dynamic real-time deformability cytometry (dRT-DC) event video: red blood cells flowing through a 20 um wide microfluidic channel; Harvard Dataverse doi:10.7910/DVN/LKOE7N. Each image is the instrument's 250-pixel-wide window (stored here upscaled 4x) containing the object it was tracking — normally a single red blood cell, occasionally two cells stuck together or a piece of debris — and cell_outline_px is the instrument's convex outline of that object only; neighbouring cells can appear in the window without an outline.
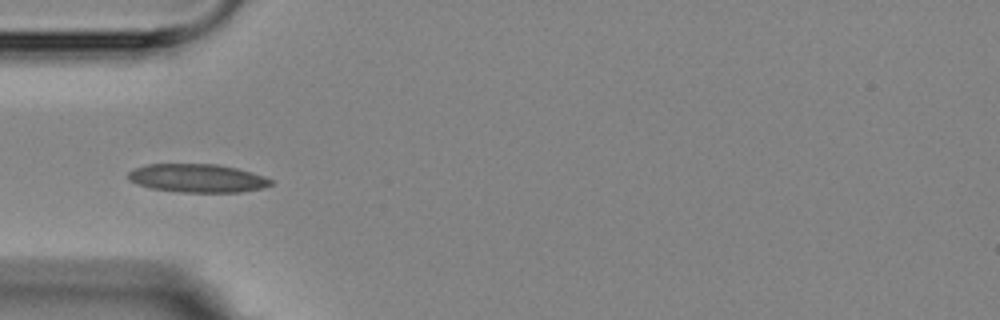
{"species": "Egyptian fruit bat (a non-hibernating species)", "species_latin": "Rousettus aegyptiacus", "temperature_condition": "room temperature", "stored_images_in_passage": 6, "camera_frame_rate_fps": 3000, "um_per_image_px": 0.085, "animal": {"sex": "female"}, "frame": {"image": 1, "passage_image": 5, "time_ms": 4.667, "image_size_px": [1000, 320], "cell_outline_px": [[272, 184], [260, 188], [240, 192], [180, 192], [152, 188], [136, 184], [128, 180], [128, 172], [136, 168], [148, 164], [216, 164], [236, 168], [252, 172], [264, 176], [272, 180]], "centroid_in_image_um": [16.76, 15.14], "position_along_channel_um": 68.2, "area_um2": 23.47}}
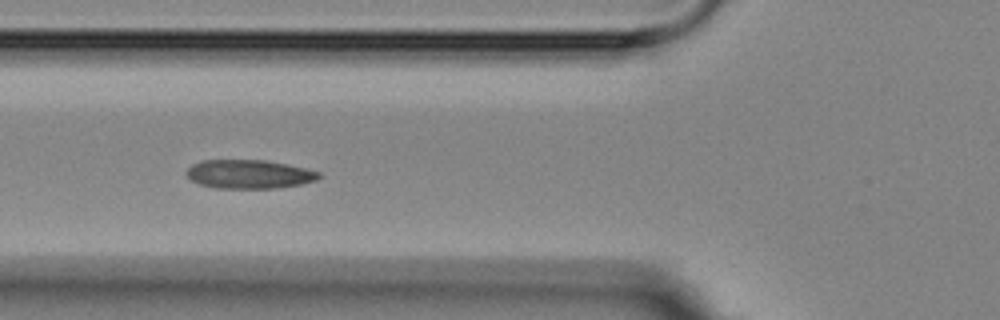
{"frame": {"image": 2, "passage_image": 6, "time_ms": 5.667, "image_size_px": [1000, 320], "cell_outline_px": [[320, 176], [316, 180], [300, 184], [276, 188], [216, 188], [200, 184], [192, 180], [184, 172], [192, 164], [204, 160], [264, 160], [288, 164], [320, 172]], "centroid_in_image_um": [21.16, 14.8], "position_along_channel_um": 104.6, "area_um2": 22.08}}